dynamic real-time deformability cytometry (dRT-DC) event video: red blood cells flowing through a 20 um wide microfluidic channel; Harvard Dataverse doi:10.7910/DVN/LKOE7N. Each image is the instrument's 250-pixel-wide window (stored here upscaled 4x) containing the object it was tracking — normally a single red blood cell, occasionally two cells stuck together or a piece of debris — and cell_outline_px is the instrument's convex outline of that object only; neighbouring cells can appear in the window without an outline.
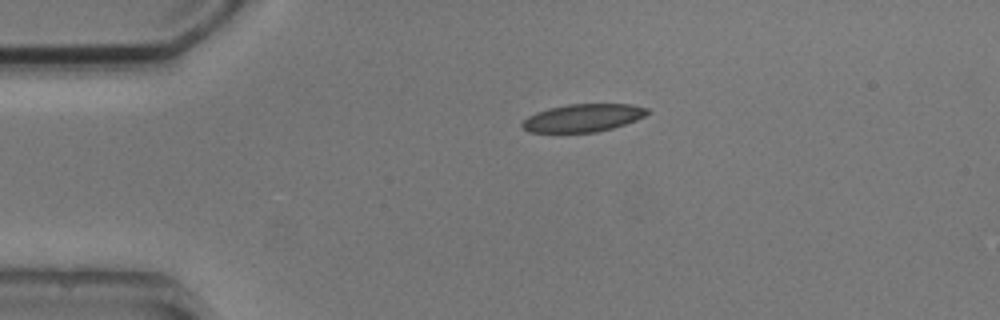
{"species": "common noctule bat (a hibernating species)", "species_latin": "Nyctalus noctula", "temperature_condition": "cold", "stored_images_in_passage": 2, "camera_frame_rate_fps": 3000, "um_per_image_px": 0.085, "animal": {"sex": "male", "body_mass_g": 20.5, "forearm_length_mm": 52.5}, "frame": {"image": 1, "passage_image": 1, "time_ms": 0.0, "image_size_px": [1000, 320], "cell_outline_px": [[648, 112], [644, 116], [636, 120], [612, 128], [596, 132], [528, 132], [520, 124], [528, 116], [536, 112], [548, 108], [568, 104], [632, 104], [648, 108]], "centroid_in_image_um": [49.54, 10.01], "position_along_channel_um": 35.5, "area_um2": 20.17}}